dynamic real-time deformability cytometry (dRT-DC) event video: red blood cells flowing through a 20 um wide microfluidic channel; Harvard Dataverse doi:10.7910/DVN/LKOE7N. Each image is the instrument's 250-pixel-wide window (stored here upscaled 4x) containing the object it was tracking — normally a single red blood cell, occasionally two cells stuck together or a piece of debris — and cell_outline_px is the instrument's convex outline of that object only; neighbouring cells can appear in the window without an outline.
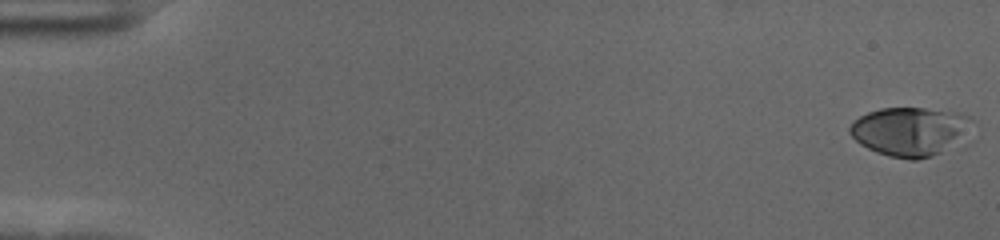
{"species": "human", "species_latin": "Homo sapiens", "temperature_condition": "cold", "stored_images_in_passage": 57, "camera_frame_rate_fps": 3000, "um_per_image_px": 0.085, "donor": {"sex": "female"}, "frame": {"image": 1, "passage_image": 1, "time_ms": 0.0, "image_size_px": [1000, 240], "cell_outline_px": [[972, 116], [940, 152], [932, 156], [920, 160], [912, 160], [888, 156], [876, 152], [860, 144], [848, 132], [848, 128], [860, 116], [868, 112], [880, 108], [924, 108], [956, 112]], "centroid_in_image_um": [77.13, 11.15], "position_along_channel_um": 7.9, "area_um2": 33.0}}
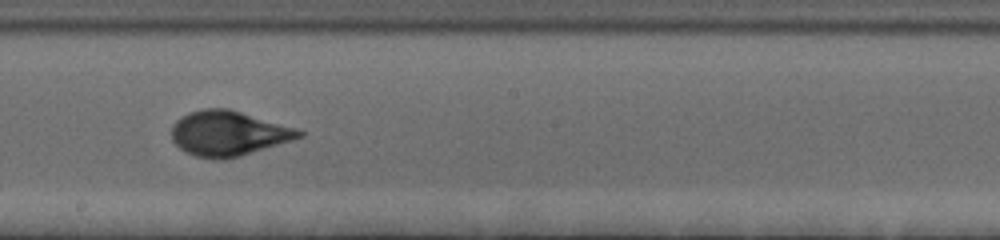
{"frame": {"image": 2, "passage_image": 33, "time_ms": 10.667, "image_size_px": [1000, 240], "cell_outline_px": [[304, 136], [292, 140], [236, 156], [220, 160], [216, 160], [196, 156], [180, 148], [172, 140], [172, 124], [176, 120], [188, 112], [204, 108], [228, 108], [300, 128], [304, 132]], "centroid_in_image_um": [19.42, 11.31], "position_along_channel_um": 228.8, "area_um2": 33.29}}
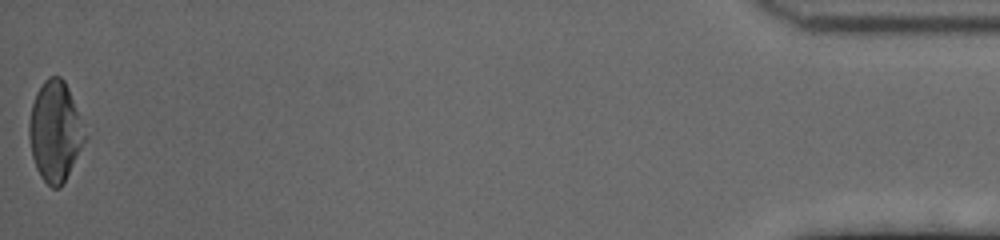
{"frame": {"image": 3, "passage_image": 57, "time_ms": 18.667, "image_size_px": [1000, 240], "cell_outline_px": [[88, 136], [60, 188], [52, 188], [40, 176], [36, 168], [32, 156], [28, 136], [28, 120], [32, 104], [36, 92], [44, 80], [48, 76], [60, 76], [64, 80], [68, 88]], "centroid_in_image_um": [4.67, 11.15], "position_along_channel_um": 430.5, "area_um2": 32.54}, "authors_computed_cell_mechanics": {"area_um2": 32.3102, "velocity_mm_per_s": 3.6113, "shape_relaxation_time_tau1_ms": 4.0712, "shape_relaxation_time_tau2_ms": null, "deformation_change_tau1": 0.1751, "deformation_change_tau2": null}}